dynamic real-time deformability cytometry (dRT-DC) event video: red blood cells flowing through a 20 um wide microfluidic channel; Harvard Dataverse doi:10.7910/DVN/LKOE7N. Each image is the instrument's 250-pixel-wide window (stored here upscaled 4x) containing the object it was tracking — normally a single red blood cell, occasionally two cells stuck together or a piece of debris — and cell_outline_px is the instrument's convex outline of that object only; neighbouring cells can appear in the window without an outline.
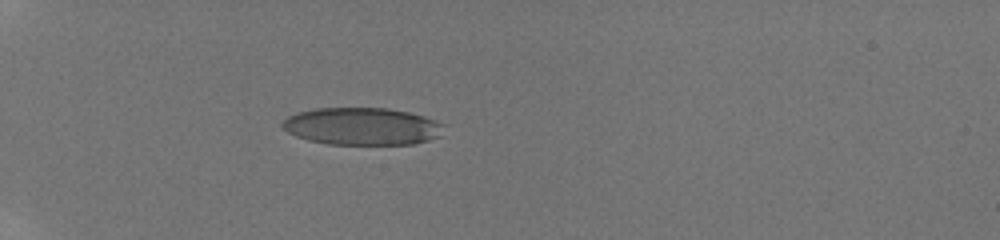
{"species": "human", "species_latin": "Homo sapiens", "temperature_condition": "room temperature", "stored_images_in_passage": 17, "camera_frame_rate_fps": 3000, "um_per_image_px": 0.085, "donor": {"sex": "male"}, "frame": {"image": 1, "passage_image": 1, "time_ms": 0.0, "image_size_px": [1000, 240], "cell_outline_px": [[444, 124], [440, 136], [428, 140], [412, 144], [328, 144], [308, 140], [296, 136], [288, 132], [280, 124], [288, 116], [296, 112], [316, 108], [388, 108], [408, 112], [424, 116]], "centroid_in_image_um": [30.75, 10.73], "position_along_channel_um": 54.2, "area_um2": 35.14}}
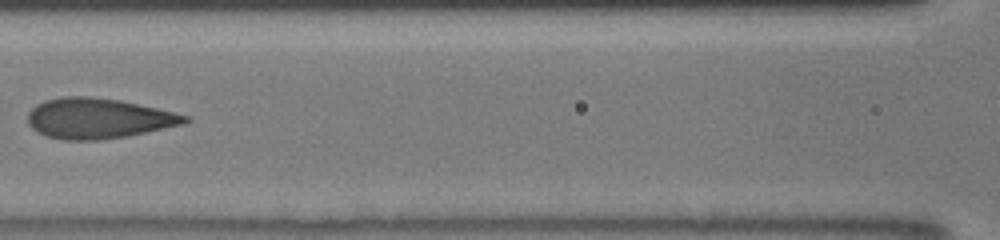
{"frame": {"image": 2, "passage_image": 6, "time_ms": 3.333, "image_size_px": [1000, 240], "cell_outline_px": [[192, 120], [184, 124], [128, 136], [96, 140], [64, 140], [48, 136], [36, 132], [28, 124], [28, 112], [36, 104], [44, 100], [60, 96], [88, 96], [120, 100], [156, 108], [188, 116]], "centroid_in_image_um": [8.32, 10.06], "position_along_channel_um": 158.3, "area_um2": 36.99}}
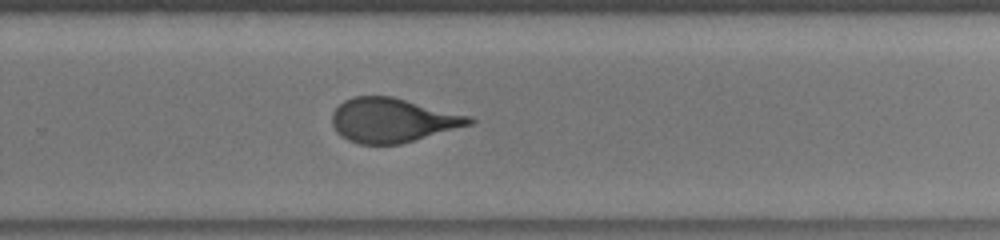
{"frame": {"image": 3, "passage_image": 16, "time_ms": 6.667, "image_size_px": [1000, 240], "cell_outline_px": [[476, 120], [472, 124], [400, 144], [360, 144], [348, 140], [340, 136], [336, 132], [332, 124], [332, 112], [344, 100], [352, 96], [392, 96], [472, 116]], "centroid_in_image_um": [33.36, 10.21], "position_along_channel_um": 296.4, "area_um2": 35.43}}